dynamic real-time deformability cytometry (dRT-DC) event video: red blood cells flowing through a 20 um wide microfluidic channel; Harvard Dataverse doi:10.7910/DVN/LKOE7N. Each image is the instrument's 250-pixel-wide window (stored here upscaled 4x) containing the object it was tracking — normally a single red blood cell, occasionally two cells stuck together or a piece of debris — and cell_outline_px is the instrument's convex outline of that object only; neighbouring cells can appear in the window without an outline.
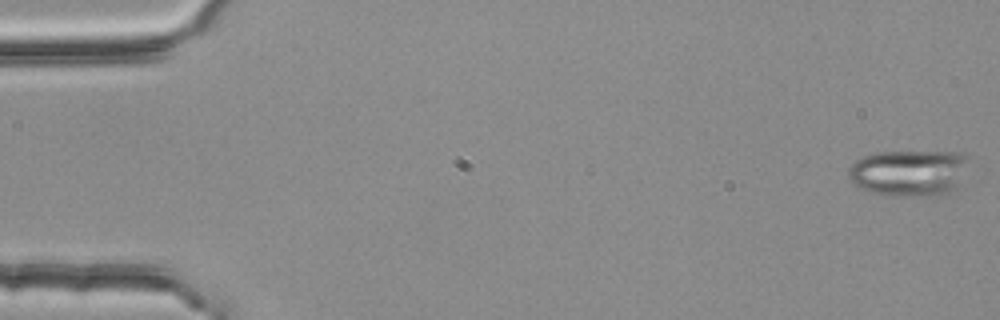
{"species": "common noctule bat (a hibernating species)", "species_latin": "Nyctalus noctula", "temperature_condition": "room temperature", "stored_images_in_passage": 16, "camera_frame_rate_fps": 3000, "um_per_image_px": 0.085, "animal": {"sex": "female", "body_mass_g": 25.1}, "frame": {"image": 1, "passage_image": 1, "time_ms": 0.0, "image_size_px": [1000, 320], "cell_outline_px": [[968, 156], [956, 192], [936, 196], [892, 196], [872, 192], [860, 188], [848, 176], [848, 168], [856, 160], [872, 152], [964, 152]], "centroid_in_image_um": [77.27, 14.7], "position_along_channel_um": 7.7, "area_um2": 32.71}}